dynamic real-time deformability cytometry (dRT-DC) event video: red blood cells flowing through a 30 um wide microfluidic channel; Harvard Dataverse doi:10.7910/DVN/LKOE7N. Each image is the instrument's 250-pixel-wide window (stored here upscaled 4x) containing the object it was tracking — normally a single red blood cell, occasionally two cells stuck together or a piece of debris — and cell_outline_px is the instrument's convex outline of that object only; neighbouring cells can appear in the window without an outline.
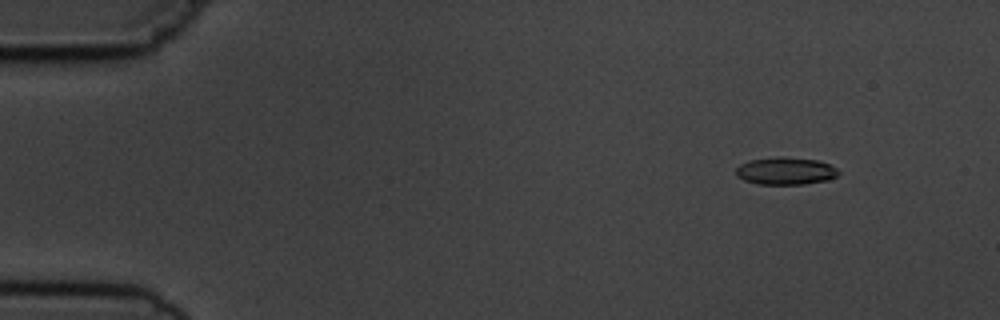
{"species": "common noctule bat (a hibernating species)", "species_latin": "Nyctalus noctula", "temperature_condition": "cold", "stored_images_in_passage": 4, "camera_frame_rate_fps": 3000, "um_per_image_px": 0.085, "animal": {"sex": "male", "body_mass_g": 19.5, "forearm_length_mm": 54.6}, "frame": {"image": 1, "passage_image": 2, "time_ms": 1.0, "image_size_px": [1000, 320], "cell_outline_px": [[840, 172], [836, 176], [828, 180], [804, 184], [756, 184], [744, 180], [736, 176], [736, 168], [740, 164], [748, 160], [776, 156], [780, 156], [820, 160], [836, 168]], "centroid_in_image_um": [66.75, 14.52], "position_along_channel_um": 18.2, "area_um2": 16.59}}
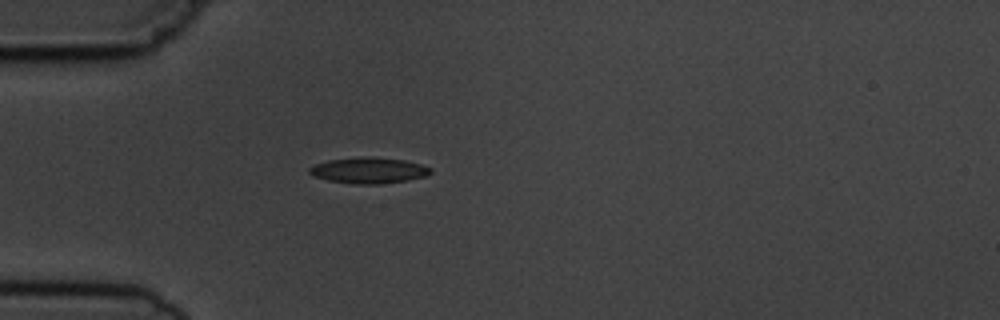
{"frame": {"image": 2, "passage_image": 4, "time_ms": 4.333, "image_size_px": [1000, 320], "cell_outline_px": [[432, 172], [424, 176], [404, 180], [380, 184], [356, 184], [328, 180], [312, 176], [308, 172], [308, 168], [316, 164], [328, 160], [360, 156], [372, 156], [404, 160], [420, 164], [432, 168]], "centroid_in_image_um": [31.3, 14.47], "position_along_channel_um": 53.7, "area_um2": 18.32}}